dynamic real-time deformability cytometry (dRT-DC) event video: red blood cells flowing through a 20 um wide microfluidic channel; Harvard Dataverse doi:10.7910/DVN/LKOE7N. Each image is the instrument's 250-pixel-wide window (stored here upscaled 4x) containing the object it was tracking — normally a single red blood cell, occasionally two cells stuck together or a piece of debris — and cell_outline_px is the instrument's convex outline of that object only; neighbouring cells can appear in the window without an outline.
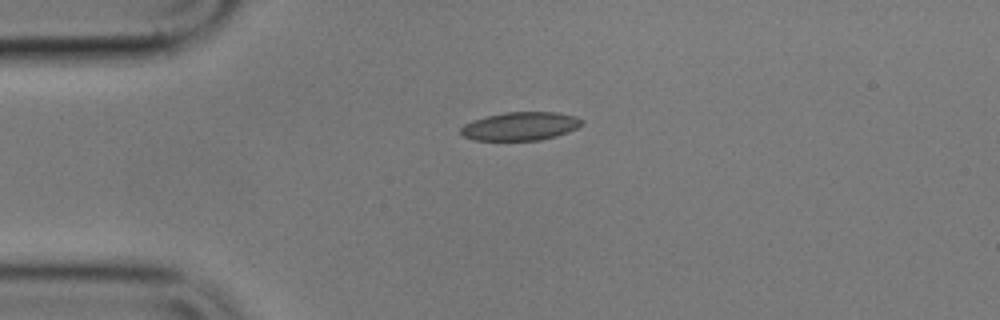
{"species": "common noctule bat (a hibernating species)", "species_latin": "Nyctalus noctula", "temperature_condition": "cold", "stored_images_in_passage": 3, "camera_frame_rate_fps": 3000, "um_per_image_px": 0.085, "animal": {"sex": "male", "body_mass_g": 17.9}, "frame": {"image": 1, "passage_image": 1, "time_ms": 0.0, "image_size_px": [1000, 320], "cell_outline_px": [[584, 124], [568, 132], [556, 136], [540, 140], [472, 140], [464, 136], [460, 132], [460, 128], [464, 124], [472, 120], [504, 112], [556, 112], [576, 116], [584, 120]], "centroid_in_image_um": [44.25, 10.72], "position_along_channel_um": 40.8, "area_um2": 20.11}}
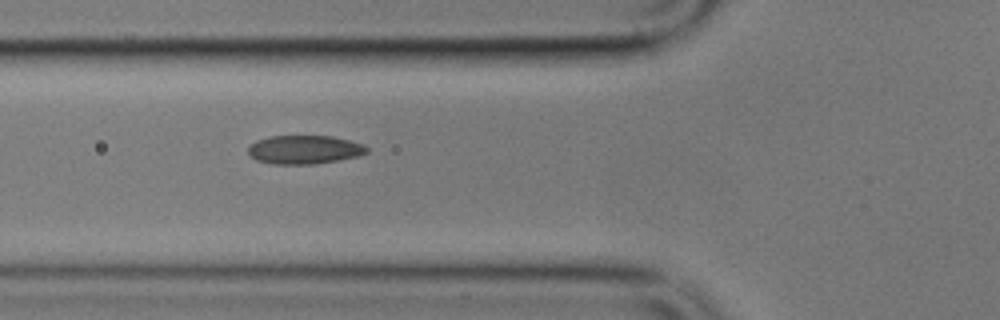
{"frame": {"image": 2, "passage_image": 3, "time_ms": 2.333, "image_size_px": [1000, 320], "cell_outline_px": [[368, 152], [356, 156], [316, 164], [272, 164], [256, 160], [248, 152], [248, 148], [256, 140], [272, 136], [332, 136], [364, 144], [368, 148]], "centroid_in_image_um": [25.87, 12.72], "position_along_channel_um": 99.9, "area_um2": 19.65}}